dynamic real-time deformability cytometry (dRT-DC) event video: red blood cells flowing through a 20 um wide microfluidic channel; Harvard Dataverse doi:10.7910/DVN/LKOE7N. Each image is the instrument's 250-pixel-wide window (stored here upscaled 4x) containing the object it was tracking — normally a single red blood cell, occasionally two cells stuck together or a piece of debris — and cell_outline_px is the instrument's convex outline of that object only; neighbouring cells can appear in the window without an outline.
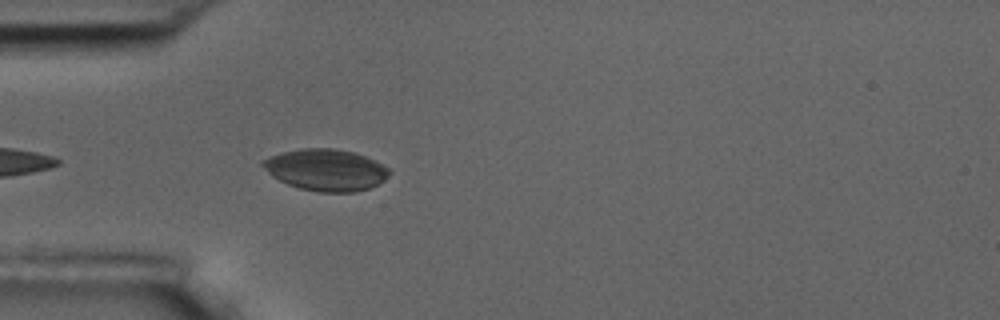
{"species": "common noctule bat (a hibernating species)", "species_latin": "Nyctalus noctula", "temperature_condition": "room temperature", "stored_images_in_passage": 4, "camera_frame_rate_fps": 3000, "um_per_image_px": 0.085, "animal": {"sex": "male", "body_mass_g": 17.5, "forearm_length_mm": 52.3}, "frame": {"image": 1, "passage_image": 4, "time_ms": 4.333, "image_size_px": [1000, 320], "cell_outline_px": [[392, 172], [384, 180], [368, 188], [352, 192], [320, 192], [300, 188], [288, 184], [272, 176], [260, 164], [260, 160], [268, 156], [280, 152], [300, 148], [336, 148], [352, 152], [376, 160], [388, 168]], "centroid_in_image_um": [27.67, 14.42], "position_along_channel_um": 57.3, "area_um2": 30.75}}